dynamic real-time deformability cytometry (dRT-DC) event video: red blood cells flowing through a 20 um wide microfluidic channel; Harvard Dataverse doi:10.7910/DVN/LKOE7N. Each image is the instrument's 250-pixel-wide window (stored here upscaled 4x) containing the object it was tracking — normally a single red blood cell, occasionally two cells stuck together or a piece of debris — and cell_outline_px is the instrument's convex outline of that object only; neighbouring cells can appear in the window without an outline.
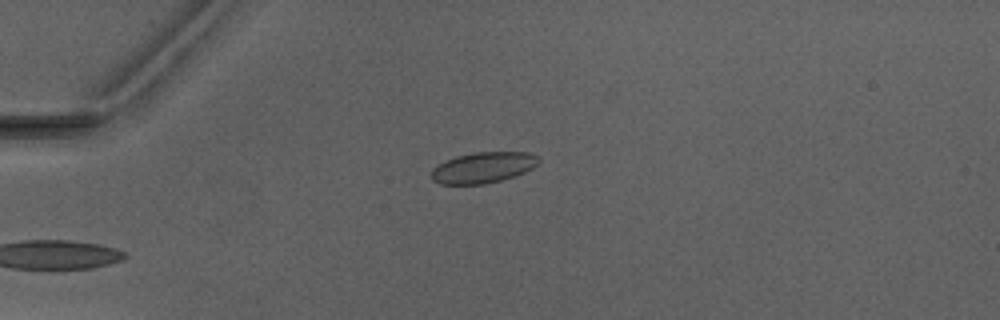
{"species": "Egyptian fruit bat (a non-hibernating species)", "species_latin": "Rousettus aegyptiacus", "temperature_condition": "warm", "stored_images_in_passage": 4, "camera_frame_rate_fps": 3000, "um_per_image_px": 0.085, "animal": {"sex": "male"}, "frame": {"image": 1, "passage_image": 4, "time_ms": 3.667, "image_size_px": [1000, 320], "cell_outline_px": [[540, 160], [532, 168], [524, 172], [500, 180], [484, 184], [440, 184], [432, 180], [432, 168], [444, 160], [456, 156], [476, 152], [528, 152], [540, 156]], "centroid_in_image_um": [41.05, 14.23], "position_along_channel_um": 44.0, "area_um2": 19.25}}